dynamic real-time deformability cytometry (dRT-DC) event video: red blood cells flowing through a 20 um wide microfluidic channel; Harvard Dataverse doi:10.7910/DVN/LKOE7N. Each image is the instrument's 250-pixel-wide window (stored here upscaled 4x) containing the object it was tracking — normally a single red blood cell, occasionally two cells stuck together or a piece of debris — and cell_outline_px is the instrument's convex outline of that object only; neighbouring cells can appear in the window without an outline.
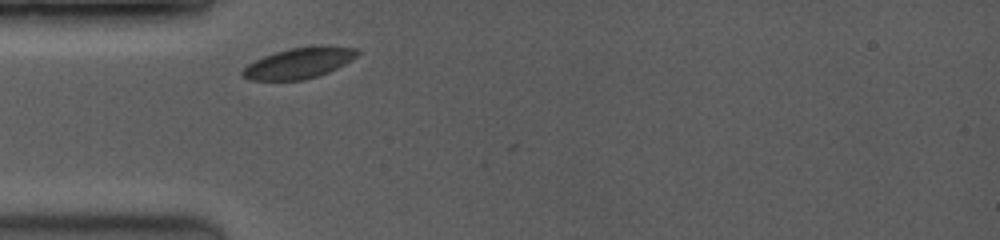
{"species": "common noctule bat (a hibernating species)", "species_latin": "Nyctalus noctula", "temperature_condition": "room temperature", "stored_images_in_passage": 5, "camera_frame_rate_fps": 3500, "um_per_image_px": 0.085, "animal": {"sex": "female", "body_mass_g": 19.0, "forearm_length_mm": 53.3}, "frame": {"image": 1, "passage_image": 3, "time_ms": 0.571, "image_size_px": [1000, 240], "cell_outline_px": [[360, 52], [352, 60], [328, 72], [304, 80], [252, 80], [240, 76], [240, 72], [248, 64], [264, 56], [288, 48], [320, 44], [324, 44], [356, 48]], "centroid_in_image_um": [25.43, 5.34], "position_along_channel_um": 59.6, "area_um2": 20.81}}